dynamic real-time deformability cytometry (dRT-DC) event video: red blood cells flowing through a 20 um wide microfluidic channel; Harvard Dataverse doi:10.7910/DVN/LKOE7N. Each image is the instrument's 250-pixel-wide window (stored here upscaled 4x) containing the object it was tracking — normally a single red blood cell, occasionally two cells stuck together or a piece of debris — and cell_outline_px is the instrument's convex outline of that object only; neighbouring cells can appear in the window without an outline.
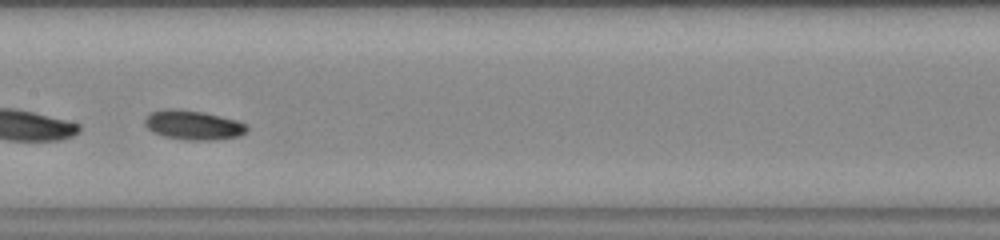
{"species": "common noctule bat (a hibernating species)", "species_latin": "Nyctalus noctula", "temperature_condition": "warm", "stored_images_in_passage": 29, "camera_frame_rate_fps": 3000, "um_per_image_px": 0.085, "animal": {"sex": "female", "body_mass_g": 23.0, "forearm_length_mm": 53.4}, "frame": {"image": 1, "passage_image": 13, "time_ms": 4.0, "image_size_px": [1000, 240], "cell_outline_px": [[248, 128], [240, 136], [212, 140], [188, 140], [164, 136], [152, 132], [144, 124], [144, 120], [152, 112], [168, 108], [200, 112], [236, 120], [244, 124]], "centroid_in_image_um": [16.39, 10.64], "position_along_channel_um": 191.0, "area_um2": 17.05}, "authors_computed_cell_mechanics": {"area_um2": 16.762, "velocity_mm_per_s": 3.8477, "shape_relaxation_time_tau1_ms": 3.0791, "shape_relaxation_time_tau2_ms": null, "deformation_change_tau1": 0.101, "deformation_change_tau2": null}}